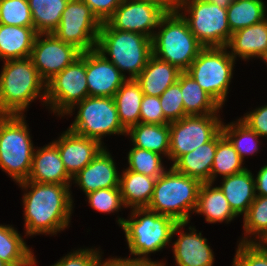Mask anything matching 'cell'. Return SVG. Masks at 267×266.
Wrapping results in <instances>:
<instances>
[{"mask_svg":"<svg viewBox=\"0 0 267 266\" xmlns=\"http://www.w3.org/2000/svg\"><path fill=\"white\" fill-rule=\"evenodd\" d=\"M18 184L25 190L22 197L24 236H52L68 228L74 208L71 185L27 180Z\"/></svg>","mask_w":267,"mask_h":266,"instance_id":"cell-1","label":"cell"},{"mask_svg":"<svg viewBox=\"0 0 267 266\" xmlns=\"http://www.w3.org/2000/svg\"><path fill=\"white\" fill-rule=\"evenodd\" d=\"M0 74V115H25L37 98L46 105V82L30 57L3 61ZM43 100V101H42Z\"/></svg>","mask_w":267,"mask_h":266,"instance_id":"cell-2","label":"cell"},{"mask_svg":"<svg viewBox=\"0 0 267 266\" xmlns=\"http://www.w3.org/2000/svg\"><path fill=\"white\" fill-rule=\"evenodd\" d=\"M130 214L129 219L118 216L116 222L125 233L131 256L148 259L149 254L170 245L176 220L147 208H133Z\"/></svg>","mask_w":267,"mask_h":266,"instance_id":"cell-3","label":"cell"},{"mask_svg":"<svg viewBox=\"0 0 267 266\" xmlns=\"http://www.w3.org/2000/svg\"><path fill=\"white\" fill-rule=\"evenodd\" d=\"M96 50L127 79H135L153 55L151 38L141 33L112 29L105 22L98 34ZM125 72L130 76L127 77Z\"/></svg>","mask_w":267,"mask_h":266,"instance_id":"cell-4","label":"cell"},{"mask_svg":"<svg viewBox=\"0 0 267 266\" xmlns=\"http://www.w3.org/2000/svg\"><path fill=\"white\" fill-rule=\"evenodd\" d=\"M202 182L176 171L172 166L156 180L147 209L166 215L178 223H190Z\"/></svg>","mask_w":267,"mask_h":266,"instance_id":"cell-5","label":"cell"},{"mask_svg":"<svg viewBox=\"0 0 267 266\" xmlns=\"http://www.w3.org/2000/svg\"><path fill=\"white\" fill-rule=\"evenodd\" d=\"M157 28L152 38L153 55L182 72L187 71L204 48L190 31L187 21L174 9L161 18Z\"/></svg>","mask_w":267,"mask_h":266,"instance_id":"cell-6","label":"cell"},{"mask_svg":"<svg viewBox=\"0 0 267 266\" xmlns=\"http://www.w3.org/2000/svg\"><path fill=\"white\" fill-rule=\"evenodd\" d=\"M24 115H0V169L18 183L28 179L36 149Z\"/></svg>","mask_w":267,"mask_h":266,"instance_id":"cell-7","label":"cell"},{"mask_svg":"<svg viewBox=\"0 0 267 266\" xmlns=\"http://www.w3.org/2000/svg\"><path fill=\"white\" fill-rule=\"evenodd\" d=\"M175 9L203 47H226L232 34L227 8L205 0H176Z\"/></svg>","mask_w":267,"mask_h":266,"instance_id":"cell-8","label":"cell"},{"mask_svg":"<svg viewBox=\"0 0 267 266\" xmlns=\"http://www.w3.org/2000/svg\"><path fill=\"white\" fill-rule=\"evenodd\" d=\"M78 109L70 131L95 139L104 144L102 138L107 135H126L127 130L120 123L116 104L113 97L87 96L76 103L65 115L72 116L74 109Z\"/></svg>","mask_w":267,"mask_h":266,"instance_id":"cell-9","label":"cell"},{"mask_svg":"<svg viewBox=\"0 0 267 266\" xmlns=\"http://www.w3.org/2000/svg\"><path fill=\"white\" fill-rule=\"evenodd\" d=\"M226 47H204L186 71L221 107L233 78L235 59Z\"/></svg>","mask_w":267,"mask_h":266,"instance_id":"cell-10","label":"cell"},{"mask_svg":"<svg viewBox=\"0 0 267 266\" xmlns=\"http://www.w3.org/2000/svg\"><path fill=\"white\" fill-rule=\"evenodd\" d=\"M89 96L86 81V52L46 83L45 106L59 117ZM57 113V114H56Z\"/></svg>","mask_w":267,"mask_h":266,"instance_id":"cell-11","label":"cell"},{"mask_svg":"<svg viewBox=\"0 0 267 266\" xmlns=\"http://www.w3.org/2000/svg\"><path fill=\"white\" fill-rule=\"evenodd\" d=\"M220 114L188 115L169 123L170 149L168 160L173 163L182 155L211 141L222 128Z\"/></svg>","mask_w":267,"mask_h":266,"instance_id":"cell-12","label":"cell"},{"mask_svg":"<svg viewBox=\"0 0 267 266\" xmlns=\"http://www.w3.org/2000/svg\"><path fill=\"white\" fill-rule=\"evenodd\" d=\"M102 22L82 0H69L53 34L81 52L96 49Z\"/></svg>","mask_w":267,"mask_h":266,"instance_id":"cell-13","label":"cell"},{"mask_svg":"<svg viewBox=\"0 0 267 266\" xmlns=\"http://www.w3.org/2000/svg\"><path fill=\"white\" fill-rule=\"evenodd\" d=\"M167 12L162 5L149 1L123 0L105 23L112 29L141 33L152 39Z\"/></svg>","mask_w":267,"mask_h":266,"instance_id":"cell-14","label":"cell"},{"mask_svg":"<svg viewBox=\"0 0 267 266\" xmlns=\"http://www.w3.org/2000/svg\"><path fill=\"white\" fill-rule=\"evenodd\" d=\"M75 46L59 40L53 33L37 34L30 58L40 77L47 83L80 57Z\"/></svg>","mask_w":267,"mask_h":266,"instance_id":"cell-15","label":"cell"},{"mask_svg":"<svg viewBox=\"0 0 267 266\" xmlns=\"http://www.w3.org/2000/svg\"><path fill=\"white\" fill-rule=\"evenodd\" d=\"M188 224L180 222L173 231V236L179 233L171 243L176 266H213L215 256L208 240L194 226H189V233L184 232L182 229Z\"/></svg>","mask_w":267,"mask_h":266,"instance_id":"cell-16","label":"cell"},{"mask_svg":"<svg viewBox=\"0 0 267 266\" xmlns=\"http://www.w3.org/2000/svg\"><path fill=\"white\" fill-rule=\"evenodd\" d=\"M127 78L96 49L86 51V81L89 96L114 97Z\"/></svg>","mask_w":267,"mask_h":266,"instance_id":"cell-17","label":"cell"},{"mask_svg":"<svg viewBox=\"0 0 267 266\" xmlns=\"http://www.w3.org/2000/svg\"><path fill=\"white\" fill-rule=\"evenodd\" d=\"M52 142L57 146L64 167L71 177L87 166L105 147L97 140L78 135L68 128Z\"/></svg>","mask_w":267,"mask_h":266,"instance_id":"cell-18","label":"cell"},{"mask_svg":"<svg viewBox=\"0 0 267 266\" xmlns=\"http://www.w3.org/2000/svg\"><path fill=\"white\" fill-rule=\"evenodd\" d=\"M72 182L76 183L85 195L98 189L120 187V173L106 146L87 166L72 177Z\"/></svg>","mask_w":267,"mask_h":266,"instance_id":"cell-19","label":"cell"},{"mask_svg":"<svg viewBox=\"0 0 267 266\" xmlns=\"http://www.w3.org/2000/svg\"><path fill=\"white\" fill-rule=\"evenodd\" d=\"M36 148L27 181L72 185V177L64 167L57 146L50 142Z\"/></svg>","mask_w":267,"mask_h":266,"instance_id":"cell-20","label":"cell"},{"mask_svg":"<svg viewBox=\"0 0 267 266\" xmlns=\"http://www.w3.org/2000/svg\"><path fill=\"white\" fill-rule=\"evenodd\" d=\"M226 48L235 60L237 57L244 61L261 60L267 52V18L232 33Z\"/></svg>","mask_w":267,"mask_h":266,"instance_id":"cell-21","label":"cell"},{"mask_svg":"<svg viewBox=\"0 0 267 266\" xmlns=\"http://www.w3.org/2000/svg\"><path fill=\"white\" fill-rule=\"evenodd\" d=\"M254 174L247 168L242 172L222 177L221 189L232 211L245 215L256 198Z\"/></svg>","mask_w":267,"mask_h":266,"instance_id":"cell-22","label":"cell"},{"mask_svg":"<svg viewBox=\"0 0 267 266\" xmlns=\"http://www.w3.org/2000/svg\"><path fill=\"white\" fill-rule=\"evenodd\" d=\"M181 72L176 66L152 55L135 80L145 95L160 97L169 86L178 81Z\"/></svg>","mask_w":267,"mask_h":266,"instance_id":"cell-23","label":"cell"},{"mask_svg":"<svg viewBox=\"0 0 267 266\" xmlns=\"http://www.w3.org/2000/svg\"><path fill=\"white\" fill-rule=\"evenodd\" d=\"M217 148V135L209 142L180 156L171 166L202 183H211V170Z\"/></svg>","mask_w":267,"mask_h":266,"instance_id":"cell-24","label":"cell"},{"mask_svg":"<svg viewBox=\"0 0 267 266\" xmlns=\"http://www.w3.org/2000/svg\"><path fill=\"white\" fill-rule=\"evenodd\" d=\"M37 34L34 27L0 24V59L30 57Z\"/></svg>","mask_w":267,"mask_h":266,"instance_id":"cell-25","label":"cell"},{"mask_svg":"<svg viewBox=\"0 0 267 266\" xmlns=\"http://www.w3.org/2000/svg\"><path fill=\"white\" fill-rule=\"evenodd\" d=\"M213 184L202 183L194 213L205 216V221L210 224L224 221L229 223L237 215L232 211L221 189L216 185L213 187Z\"/></svg>","mask_w":267,"mask_h":266,"instance_id":"cell-26","label":"cell"},{"mask_svg":"<svg viewBox=\"0 0 267 266\" xmlns=\"http://www.w3.org/2000/svg\"><path fill=\"white\" fill-rule=\"evenodd\" d=\"M157 178L124 169L120 175L121 197L126 208H147Z\"/></svg>","mask_w":267,"mask_h":266,"instance_id":"cell-27","label":"cell"},{"mask_svg":"<svg viewBox=\"0 0 267 266\" xmlns=\"http://www.w3.org/2000/svg\"><path fill=\"white\" fill-rule=\"evenodd\" d=\"M128 135L132 141V146L168 157L170 149L169 124L140 122L127 130L126 136Z\"/></svg>","mask_w":267,"mask_h":266,"instance_id":"cell-28","label":"cell"},{"mask_svg":"<svg viewBox=\"0 0 267 266\" xmlns=\"http://www.w3.org/2000/svg\"><path fill=\"white\" fill-rule=\"evenodd\" d=\"M0 260L9 266H36L32 248L11 225L0 224Z\"/></svg>","mask_w":267,"mask_h":266,"instance_id":"cell-29","label":"cell"},{"mask_svg":"<svg viewBox=\"0 0 267 266\" xmlns=\"http://www.w3.org/2000/svg\"><path fill=\"white\" fill-rule=\"evenodd\" d=\"M144 93L135 79H127L114 95L118 117L122 126L128 130L140 123V109Z\"/></svg>","mask_w":267,"mask_h":266,"instance_id":"cell-30","label":"cell"},{"mask_svg":"<svg viewBox=\"0 0 267 266\" xmlns=\"http://www.w3.org/2000/svg\"><path fill=\"white\" fill-rule=\"evenodd\" d=\"M181 92L187 115L218 114L222 107L186 71L181 72Z\"/></svg>","mask_w":267,"mask_h":266,"instance_id":"cell-31","label":"cell"},{"mask_svg":"<svg viewBox=\"0 0 267 266\" xmlns=\"http://www.w3.org/2000/svg\"><path fill=\"white\" fill-rule=\"evenodd\" d=\"M266 6L263 0H233L227 7V20L231 32L266 19Z\"/></svg>","mask_w":267,"mask_h":266,"instance_id":"cell-32","label":"cell"},{"mask_svg":"<svg viewBox=\"0 0 267 266\" xmlns=\"http://www.w3.org/2000/svg\"><path fill=\"white\" fill-rule=\"evenodd\" d=\"M34 29L38 34L53 33L59 26L69 0H28Z\"/></svg>","mask_w":267,"mask_h":266,"instance_id":"cell-33","label":"cell"},{"mask_svg":"<svg viewBox=\"0 0 267 266\" xmlns=\"http://www.w3.org/2000/svg\"><path fill=\"white\" fill-rule=\"evenodd\" d=\"M245 231L239 242L263 243L267 239V196L256 195L247 213L243 216ZM252 235L255 237L251 238Z\"/></svg>","mask_w":267,"mask_h":266,"instance_id":"cell-34","label":"cell"},{"mask_svg":"<svg viewBox=\"0 0 267 266\" xmlns=\"http://www.w3.org/2000/svg\"><path fill=\"white\" fill-rule=\"evenodd\" d=\"M243 162L231 142L220 131L217 134V148L211 170V183L216 181L218 175L226 177L244 171L247 168L243 167Z\"/></svg>","mask_w":267,"mask_h":266,"instance_id":"cell-35","label":"cell"},{"mask_svg":"<svg viewBox=\"0 0 267 266\" xmlns=\"http://www.w3.org/2000/svg\"><path fill=\"white\" fill-rule=\"evenodd\" d=\"M221 131L231 142L243 161L247 155L253 156L258 153L259 143H261L259 140L260 136L240 119L229 124H224L223 122Z\"/></svg>","mask_w":267,"mask_h":266,"instance_id":"cell-36","label":"cell"},{"mask_svg":"<svg viewBox=\"0 0 267 266\" xmlns=\"http://www.w3.org/2000/svg\"><path fill=\"white\" fill-rule=\"evenodd\" d=\"M162 158L163 156L156 152L133 146L127 155L129 166L126 169L158 178L167 170V167L165 168L163 165Z\"/></svg>","mask_w":267,"mask_h":266,"instance_id":"cell-37","label":"cell"},{"mask_svg":"<svg viewBox=\"0 0 267 266\" xmlns=\"http://www.w3.org/2000/svg\"><path fill=\"white\" fill-rule=\"evenodd\" d=\"M0 24L34 27L28 0H0Z\"/></svg>","mask_w":267,"mask_h":266,"instance_id":"cell-38","label":"cell"},{"mask_svg":"<svg viewBox=\"0 0 267 266\" xmlns=\"http://www.w3.org/2000/svg\"><path fill=\"white\" fill-rule=\"evenodd\" d=\"M86 197L92 209L101 213L110 214L118 212L122 207L126 208L121 197L120 187L98 189L86 194Z\"/></svg>","mask_w":267,"mask_h":266,"instance_id":"cell-39","label":"cell"},{"mask_svg":"<svg viewBox=\"0 0 267 266\" xmlns=\"http://www.w3.org/2000/svg\"><path fill=\"white\" fill-rule=\"evenodd\" d=\"M164 117L169 121L180 120L188 116L184 110L181 92V73L178 81L169 86L159 97Z\"/></svg>","mask_w":267,"mask_h":266,"instance_id":"cell-40","label":"cell"},{"mask_svg":"<svg viewBox=\"0 0 267 266\" xmlns=\"http://www.w3.org/2000/svg\"><path fill=\"white\" fill-rule=\"evenodd\" d=\"M232 266H267V247L263 243H238Z\"/></svg>","mask_w":267,"mask_h":266,"instance_id":"cell-41","label":"cell"},{"mask_svg":"<svg viewBox=\"0 0 267 266\" xmlns=\"http://www.w3.org/2000/svg\"><path fill=\"white\" fill-rule=\"evenodd\" d=\"M102 253L99 248H80L69 252L51 266H97Z\"/></svg>","mask_w":267,"mask_h":266,"instance_id":"cell-42","label":"cell"},{"mask_svg":"<svg viewBox=\"0 0 267 266\" xmlns=\"http://www.w3.org/2000/svg\"><path fill=\"white\" fill-rule=\"evenodd\" d=\"M140 122L151 124H169L164 117L160 99L157 96L145 95L142 98L140 109Z\"/></svg>","mask_w":267,"mask_h":266,"instance_id":"cell-43","label":"cell"},{"mask_svg":"<svg viewBox=\"0 0 267 266\" xmlns=\"http://www.w3.org/2000/svg\"><path fill=\"white\" fill-rule=\"evenodd\" d=\"M239 119L260 137H267V105L256 107Z\"/></svg>","mask_w":267,"mask_h":266,"instance_id":"cell-44","label":"cell"},{"mask_svg":"<svg viewBox=\"0 0 267 266\" xmlns=\"http://www.w3.org/2000/svg\"><path fill=\"white\" fill-rule=\"evenodd\" d=\"M101 21L105 22L122 3L123 0H82Z\"/></svg>","mask_w":267,"mask_h":266,"instance_id":"cell-45","label":"cell"},{"mask_svg":"<svg viewBox=\"0 0 267 266\" xmlns=\"http://www.w3.org/2000/svg\"><path fill=\"white\" fill-rule=\"evenodd\" d=\"M255 181V192L258 196H267V165H264L257 172Z\"/></svg>","mask_w":267,"mask_h":266,"instance_id":"cell-46","label":"cell"},{"mask_svg":"<svg viewBox=\"0 0 267 266\" xmlns=\"http://www.w3.org/2000/svg\"><path fill=\"white\" fill-rule=\"evenodd\" d=\"M125 266H166V262L154 261L151 258H132L131 256L125 257Z\"/></svg>","mask_w":267,"mask_h":266,"instance_id":"cell-47","label":"cell"},{"mask_svg":"<svg viewBox=\"0 0 267 266\" xmlns=\"http://www.w3.org/2000/svg\"><path fill=\"white\" fill-rule=\"evenodd\" d=\"M102 259L103 258L101 256L97 266H125V257H111L108 259L106 258L105 260Z\"/></svg>","mask_w":267,"mask_h":266,"instance_id":"cell-48","label":"cell"},{"mask_svg":"<svg viewBox=\"0 0 267 266\" xmlns=\"http://www.w3.org/2000/svg\"><path fill=\"white\" fill-rule=\"evenodd\" d=\"M133 1H149L162 5L167 11L175 9L176 0H133Z\"/></svg>","mask_w":267,"mask_h":266,"instance_id":"cell-49","label":"cell"},{"mask_svg":"<svg viewBox=\"0 0 267 266\" xmlns=\"http://www.w3.org/2000/svg\"><path fill=\"white\" fill-rule=\"evenodd\" d=\"M217 4L219 7L227 8L233 0H205Z\"/></svg>","mask_w":267,"mask_h":266,"instance_id":"cell-50","label":"cell"},{"mask_svg":"<svg viewBox=\"0 0 267 266\" xmlns=\"http://www.w3.org/2000/svg\"><path fill=\"white\" fill-rule=\"evenodd\" d=\"M261 60H263V61L266 63V66H267V52H266V54L262 57Z\"/></svg>","mask_w":267,"mask_h":266,"instance_id":"cell-51","label":"cell"},{"mask_svg":"<svg viewBox=\"0 0 267 266\" xmlns=\"http://www.w3.org/2000/svg\"><path fill=\"white\" fill-rule=\"evenodd\" d=\"M0 266H9L7 263L0 260Z\"/></svg>","mask_w":267,"mask_h":266,"instance_id":"cell-52","label":"cell"},{"mask_svg":"<svg viewBox=\"0 0 267 266\" xmlns=\"http://www.w3.org/2000/svg\"><path fill=\"white\" fill-rule=\"evenodd\" d=\"M263 244L267 247V239L263 242Z\"/></svg>","mask_w":267,"mask_h":266,"instance_id":"cell-53","label":"cell"}]
</instances>
